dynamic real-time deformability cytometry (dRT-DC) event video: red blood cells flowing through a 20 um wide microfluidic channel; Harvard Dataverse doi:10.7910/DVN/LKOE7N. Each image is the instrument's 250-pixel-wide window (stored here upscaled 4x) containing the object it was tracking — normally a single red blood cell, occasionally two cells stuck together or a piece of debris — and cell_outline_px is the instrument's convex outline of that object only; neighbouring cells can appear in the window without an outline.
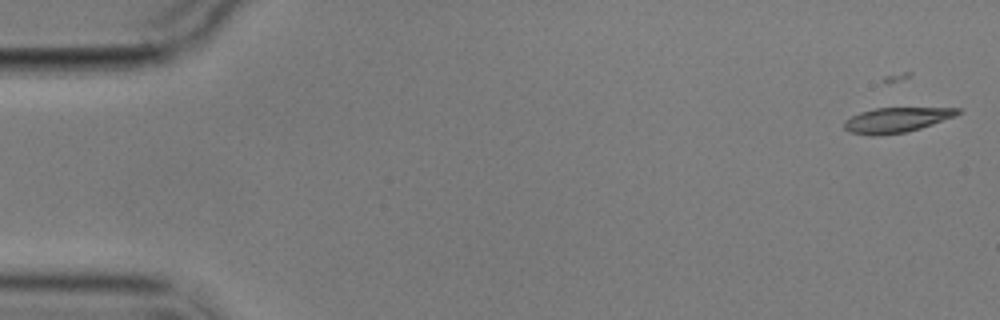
{"species": "common noctule bat (a hibernating species)", "species_latin": "Nyctalus noctula", "temperature_condition": "cold", "stored_images_in_passage": 6, "camera_frame_rate_fps": 3000, "um_per_image_px": 0.085, "animal": {"sex": "male", "body_mass_g": 17.9}, "frame": {"image": 1, "passage_image": 1, "time_ms": 0.0, "image_size_px": [1000, 320], "cell_outline_px": [[960, 112], [956, 116], [920, 128], [904, 132], [872, 136], [848, 132], [844, 128], [844, 120], [860, 112], [876, 108], [960, 108]], "centroid_in_image_um": [76.16, 10.2], "position_along_channel_um": 8.8, "area_um2": 16.36}}
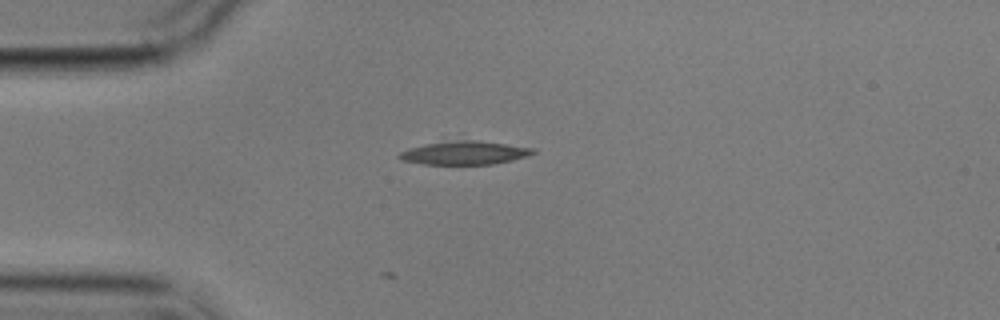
{"frame": {"image": 2, "passage_image": 5, "time_ms": 4.667, "image_size_px": [1000, 320], "cell_outline_px": [[536, 152], [528, 156], [512, 160], [492, 164], [424, 164], [400, 160], [396, 156], [400, 152], [408, 148], [460, 132], [536, 148]], "centroid_in_image_um": [39.52, 12.83], "position_along_channel_um": 45.5, "area_um2": 21.21}}